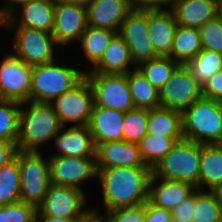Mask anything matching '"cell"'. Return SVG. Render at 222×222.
Segmentation results:
<instances>
[{
    "mask_svg": "<svg viewBox=\"0 0 222 222\" xmlns=\"http://www.w3.org/2000/svg\"><path fill=\"white\" fill-rule=\"evenodd\" d=\"M54 4L50 0H31L22 4L1 22V26H21L52 33Z\"/></svg>",
    "mask_w": 222,
    "mask_h": 222,
    "instance_id": "e0dca14e",
    "label": "cell"
},
{
    "mask_svg": "<svg viewBox=\"0 0 222 222\" xmlns=\"http://www.w3.org/2000/svg\"><path fill=\"white\" fill-rule=\"evenodd\" d=\"M20 201L18 159L14 157L0 167V206Z\"/></svg>",
    "mask_w": 222,
    "mask_h": 222,
    "instance_id": "d6a6232c",
    "label": "cell"
},
{
    "mask_svg": "<svg viewBox=\"0 0 222 222\" xmlns=\"http://www.w3.org/2000/svg\"><path fill=\"white\" fill-rule=\"evenodd\" d=\"M49 146L54 151L51 153L49 147L48 156L95 157L96 147L88 125L63 126Z\"/></svg>",
    "mask_w": 222,
    "mask_h": 222,
    "instance_id": "2e32d148",
    "label": "cell"
},
{
    "mask_svg": "<svg viewBox=\"0 0 222 222\" xmlns=\"http://www.w3.org/2000/svg\"><path fill=\"white\" fill-rule=\"evenodd\" d=\"M20 103L0 99V140L16 145L19 132Z\"/></svg>",
    "mask_w": 222,
    "mask_h": 222,
    "instance_id": "e575fe53",
    "label": "cell"
},
{
    "mask_svg": "<svg viewBox=\"0 0 222 222\" xmlns=\"http://www.w3.org/2000/svg\"><path fill=\"white\" fill-rule=\"evenodd\" d=\"M54 5H63V4H78L86 5L88 0H50Z\"/></svg>",
    "mask_w": 222,
    "mask_h": 222,
    "instance_id": "681fc988",
    "label": "cell"
},
{
    "mask_svg": "<svg viewBox=\"0 0 222 222\" xmlns=\"http://www.w3.org/2000/svg\"><path fill=\"white\" fill-rule=\"evenodd\" d=\"M118 34L129 47L135 66L159 57L149 39L147 10H132L122 22Z\"/></svg>",
    "mask_w": 222,
    "mask_h": 222,
    "instance_id": "5bb4252c",
    "label": "cell"
},
{
    "mask_svg": "<svg viewBox=\"0 0 222 222\" xmlns=\"http://www.w3.org/2000/svg\"><path fill=\"white\" fill-rule=\"evenodd\" d=\"M124 113L115 109L93 106L88 124L95 147L98 144L123 140Z\"/></svg>",
    "mask_w": 222,
    "mask_h": 222,
    "instance_id": "ffe728a7",
    "label": "cell"
},
{
    "mask_svg": "<svg viewBox=\"0 0 222 222\" xmlns=\"http://www.w3.org/2000/svg\"><path fill=\"white\" fill-rule=\"evenodd\" d=\"M31 0H3L0 4V22L6 19L13 11L22 4L28 3Z\"/></svg>",
    "mask_w": 222,
    "mask_h": 222,
    "instance_id": "f6af8a7d",
    "label": "cell"
},
{
    "mask_svg": "<svg viewBox=\"0 0 222 222\" xmlns=\"http://www.w3.org/2000/svg\"><path fill=\"white\" fill-rule=\"evenodd\" d=\"M183 138L199 144H222V102L196 100L182 112Z\"/></svg>",
    "mask_w": 222,
    "mask_h": 222,
    "instance_id": "277c9868",
    "label": "cell"
},
{
    "mask_svg": "<svg viewBox=\"0 0 222 222\" xmlns=\"http://www.w3.org/2000/svg\"><path fill=\"white\" fill-rule=\"evenodd\" d=\"M95 158L97 169L149 167L142 159L138 144L124 140L98 144Z\"/></svg>",
    "mask_w": 222,
    "mask_h": 222,
    "instance_id": "ac0fdd59",
    "label": "cell"
},
{
    "mask_svg": "<svg viewBox=\"0 0 222 222\" xmlns=\"http://www.w3.org/2000/svg\"><path fill=\"white\" fill-rule=\"evenodd\" d=\"M192 222H222V208L209 190L195 189Z\"/></svg>",
    "mask_w": 222,
    "mask_h": 222,
    "instance_id": "836d02e7",
    "label": "cell"
},
{
    "mask_svg": "<svg viewBox=\"0 0 222 222\" xmlns=\"http://www.w3.org/2000/svg\"><path fill=\"white\" fill-rule=\"evenodd\" d=\"M33 66L4 52L0 59V99L29 101Z\"/></svg>",
    "mask_w": 222,
    "mask_h": 222,
    "instance_id": "7c38bea8",
    "label": "cell"
},
{
    "mask_svg": "<svg viewBox=\"0 0 222 222\" xmlns=\"http://www.w3.org/2000/svg\"><path fill=\"white\" fill-rule=\"evenodd\" d=\"M48 160L51 184L75 187L90 196L84 186L97 181L95 157L48 156Z\"/></svg>",
    "mask_w": 222,
    "mask_h": 222,
    "instance_id": "ba28073f",
    "label": "cell"
},
{
    "mask_svg": "<svg viewBox=\"0 0 222 222\" xmlns=\"http://www.w3.org/2000/svg\"><path fill=\"white\" fill-rule=\"evenodd\" d=\"M145 222H174L171 211L159 208L151 204L148 200L145 202Z\"/></svg>",
    "mask_w": 222,
    "mask_h": 222,
    "instance_id": "7bdbcfd3",
    "label": "cell"
},
{
    "mask_svg": "<svg viewBox=\"0 0 222 222\" xmlns=\"http://www.w3.org/2000/svg\"><path fill=\"white\" fill-rule=\"evenodd\" d=\"M216 18L218 19L222 27V0H218L217 9H216Z\"/></svg>",
    "mask_w": 222,
    "mask_h": 222,
    "instance_id": "f907efd6",
    "label": "cell"
},
{
    "mask_svg": "<svg viewBox=\"0 0 222 222\" xmlns=\"http://www.w3.org/2000/svg\"><path fill=\"white\" fill-rule=\"evenodd\" d=\"M92 87L94 106L115 109L125 113L134 109L127 74L85 73Z\"/></svg>",
    "mask_w": 222,
    "mask_h": 222,
    "instance_id": "8fae6325",
    "label": "cell"
},
{
    "mask_svg": "<svg viewBox=\"0 0 222 222\" xmlns=\"http://www.w3.org/2000/svg\"><path fill=\"white\" fill-rule=\"evenodd\" d=\"M198 189L210 190L222 181V144H202Z\"/></svg>",
    "mask_w": 222,
    "mask_h": 222,
    "instance_id": "484cf974",
    "label": "cell"
},
{
    "mask_svg": "<svg viewBox=\"0 0 222 222\" xmlns=\"http://www.w3.org/2000/svg\"><path fill=\"white\" fill-rule=\"evenodd\" d=\"M101 214L105 222H145V203L134 207H120Z\"/></svg>",
    "mask_w": 222,
    "mask_h": 222,
    "instance_id": "f35d334b",
    "label": "cell"
},
{
    "mask_svg": "<svg viewBox=\"0 0 222 222\" xmlns=\"http://www.w3.org/2000/svg\"><path fill=\"white\" fill-rule=\"evenodd\" d=\"M77 222H105L102 214L90 210L82 219Z\"/></svg>",
    "mask_w": 222,
    "mask_h": 222,
    "instance_id": "bcb514c9",
    "label": "cell"
},
{
    "mask_svg": "<svg viewBox=\"0 0 222 222\" xmlns=\"http://www.w3.org/2000/svg\"><path fill=\"white\" fill-rule=\"evenodd\" d=\"M201 144L182 139L152 168L154 177L185 181L198 189Z\"/></svg>",
    "mask_w": 222,
    "mask_h": 222,
    "instance_id": "52a82bcc",
    "label": "cell"
},
{
    "mask_svg": "<svg viewBox=\"0 0 222 222\" xmlns=\"http://www.w3.org/2000/svg\"><path fill=\"white\" fill-rule=\"evenodd\" d=\"M199 33L203 49L222 54V27L216 17L205 23Z\"/></svg>",
    "mask_w": 222,
    "mask_h": 222,
    "instance_id": "74e56055",
    "label": "cell"
},
{
    "mask_svg": "<svg viewBox=\"0 0 222 222\" xmlns=\"http://www.w3.org/2000/svg\"><path fill=\"white\" fill-rule=\"evenodd\" d=\"M195 208V190L183 199L172 211L173 221L192 222V214Z\"/></svg>",
    "mask_w": 222,
    "mask_h": 222,
    "instance_id": "ab89813d",
    "label": "cell"
},
{
    "mask_svg": "<svg viewBox=\"0 0 222 222\" xmlns=\"http://www.w3.org/2000/svg\"><path fill=\"white\" fill-rule=\"evenodd\" d=\"M123 140L138 143L147 134V109L134 108L124 113Z\"/></svg>",
    "mask_w": 222,
    "mask_h": 222,
    "instance_id": "d590c367",
    "label": "cell"
},
{
    "mask_svg": "<svg viewBox=\"0 0 222 222\" xmlns=\"http://www.w3.org/2000/svg\"><path fill=\"white\" fill-rule=\"evenodd\" d=\"M96 184L100 193V204L91 210L104 213L120 207H134L148 200L149 182L152 176L151 167H113L97 169ZM101 205V206H100Z\"/></svg>",
    "mask_w": 222,
    "mask_h": 222,
    "instance_id": "6da1fadb",
    "label": "cell"
},
{
    "mask_svg": "<svg viewBox=\"0 0 222 222\" xmlns=\"http://www.w3.org/2000/svg\"><path fill=\"white\" fill-rule=\"evenodd\" d=\"M60 58L33 66L29 101L51 103L85 77L84 65H78L77 61L73 66L72 61H66V57L64 61Z\"/></svg>",
    "mask_w": 222,
    "mask_h": 222,
    "instance_id": "3957f363",
    "label": "cell"
},
{
    "mask_svg": "<svg viewBox=\"0 0 222 222\" xmlns=\"http://www.w3.org/2000/svg\"><path fill=\"white\" fill-rule=\"evenodd\" d=\"M16 145L12 142L0 140V167L15 157Z\"/></svg>",
    "mask_w": 222,
    "mask_h": 222,
    "instance_id": "ee69618b",
    "label": "cell"
},
{
    "mask_svg": "<svg viewBox=\"0 0 222 222\" xmlns=\"http://www.w3.org/2000/svg\"><path fill=\"white\" fill-rule=\"evenodd\" d=\"M127 82L135 108L152 109L160 106L158 89L137 68L127 73Z\"/></svg>",
    "mask_w": 222,
    "mask_h": 222,
    "instance_id": "f1b7e54d",
    "label": "cell"
},
{
    "mask_svg": "<svg viewBox=\"0 0 222 222\" xmlns=\"http://www.w3.org/2000/svg\"><path fill=\"white\" fill-rule=\"evenodd\" d=\"M36 212L34 206L21 201L0 206V222H30Z\"/></svg>",
    "mask_w": 222,
    "mask_h": 222,
    "instance_id": "8d00e7d4",
    "label": "cell"
},
{
    "mask_svg": "<svg viewBox=\"0 0 222 222\" xmlns=\"http://www.w3.org/2000/svg\"><path fill=\"white\" fill-rule=\"evenodd\" d=\"M218 0H176L171 11L177 25L200 29L216 17Z\"/></svg>",
    "mask_w": 222,
    "mask_h": 222,
    "instance_id": "603a6c76",
    "label": "cell"
},
{
    "mask_svg": "<svg viewBox=\"0 0 222 222\" xmlns=\"http://www.w3.org/2000/svg\"><path fill=\"white\" fill-rule=\"evenodd\" d=\"M62 127L50 103L32 101L20 103L16 149L18 151H45Z\"/></svg>",
    "mask_w": 222,
    "mask_h": 222,
    "instance_id": "7a4b0ae2",
    "label": "cell"
},
{
    "mask_svg": "<svg viewBox=\"0 0 222 222\" xmlns=\"http://www.w3.org/2000/svg\"><path fill=\"white\" fill-rule=\"evenodd\" d=\"M160 106L183 112L203 97L202 85L185 65H179L167 82L158 90Z\"/></svg>",
    "mask_w": 222,
    "mask_h": 222,
    "instance_id": "4fadbf2b",
    "label": "cell"
},
{
    "mask_svg": "<svg viewBox=\"0 0 222 222\" xmlns=\"http://www.w3.org/2000/svg\"><path fill=\"white\" fill-rule=\"evenodd\" d=\"M196 188L185 181L163 180L153 175L149 182L148 201L165 210L172 211Z\"/></svg>",
    "mask_w": 222,
    "mask_h": 222,
    "instance_id": "7402d4cb",
    "label": "cell"
},
{
    "mask_svg": "<svg viewBox=\"0 0 222 222\" xmlns=\"http://www.w3.org/2000/svg\"><path fill=\"white\" fill-rule=\"evenodd\" d=\"M87 27L86 6L78 4L54 5L52 35L62 48L76 46ZM64 47V48H63Z\"/></svg>",
    "mask_w": 222,
    "mask_h": 222,
    "instance_id": "9a60e30c",
    "label": "cell"
},
{
    "mask_svg": "<svg viewBox=\"0 0 222 222\" xmlns=\"http://www.w3.org/2000/svg\"><path fill=\"white\" fill-rule=\"evenodd\" d=\"M91 199L75 187L51 184L36 216L83 218L91 210Z\"/></svg>",
    "mask_w": 222,
    "mask_h": 222,
    "instance_id": "30bf717a",
    "label": "cell"
},
{
    "mask_svg": "<svg viewBox=\"0 0 222 222\" xmlns=\"http://www.w3.org/2000/svg\"><path fill=\"white\" fill-rule=\"evenodd\" d=\"M15 157L18 159L20 201L37 209L51 186L47 152L17 150Z\"/></svg>",
    "mask_w": 222,
    "mask_h": 222,
    "instance_id": "8992f818",
    "label": "cell"
},
{
    "mask_svg": "<svg viewBox=\"0 0 222 222\" xmlns=\"http://www.w3.org/2000/svg\"><path fill=\"white\" fill-rule=\"evenodd\" d=\"M147 26L150 42L159 56H169L177 27L170 9L147 10Z\"/></svg>",
    "mask_w": 222,
    "mask_h": 222,
    "instance_id": "44dd1931",
    "label": "cell"
},
{
    "mask_svg": "<svg viewBox=\"0 0 222 222\" xmlns=\"http://www.w3.org/2000/svg\"><path fill=\"white\" fill-rule=\"evenodd\" d=\"M41 222H77L82 218H62L56 216H37Z\"/></svg>",
    "mask_w": 222,
    "mask_h": 222,
    "instance_id": "7dc6e473",
    "label": "cell"
},
{
    "mask_svg": "<svg viewBox=\"0 0 222 222\" xmlns=\"http://www.w3.org/2000/svg\"><path fill=\"white\" fill-rule=\"evenodd\" d=\"M222 208V181L209 190Z\"/></svg>",
    "mask_w": 222,
    "mask_h": 222,
    "instance_id": "c3c4849f",
    "label": "cell"
},
{
    "mask_svg": "<svg viewBox=\"0 0 222 222\" xmlns=\"http://www.w3.org/2000/svg\"><path fill=\"white\" fill-rule=\"evenodd\" d=\"M176 0H129L132 10L171 9Z\"/></svg>",
    "mask_w": 222,
    "mask_h": 222,
    "instance_id": "b9f144b4",
    "label": "cell"
},
{
    "mask_svg": "<svg viewBox=\"0 0 222 222\" xmlns=\"http://www.w3.org/2000/svg\"><path fill=\"white\" fill-rule=\"evenodd\" d=\"M184 65L190 74L203 85L216 72L222 70V54L213 50L202 49Z\"/></svg>",
    "mask_w": 222,
    "mask_h": 222,
    "instance_id": "4dcf8cb0",
    "label": "cell"
},
{
    "mask_svg": "<svg viewBox=\"0 0 222 222\" xmlns=\"http://www.w3.org/2000/svg\"><path fill=\"white\" fill-rule=\"evenodd\" d=\"M30 222H41V221L37 216H35Z\"/></svg>",
    "mask_w": 222,
    "mask_h": 222,
    "instance_id": "816d5d0a",
    "label": "cell"
},
{
    "mask_svg": "<svg viewBox=\"0 0 222 222\" xmlns=\"http://www.w3.org/2000/svg\"><path fill=\"white\" fill-rule=\"evenodd\" d=\"M179 65L169 56H159L150 61L140 63L136 68L159 90Z\"/></svg>",
    "mask_w": 222,
    "mask_h": 222,
    "instance_id": "1f68e13d",
    "label": "cell"
},
{
    "mask_svg": "<svg viewBox=\"0 0 222 222\" xmlns=\"http://www.w3.org/2000/svg\"><path fill=\"white\" fill-rule=\"evenodd\" d=\"M204 98L222 102V70L216 72L202 85Z\"/></svg>",
    "mask_w": 222,
    "mask_h": 222,
    "instance_id": "60d3db41",
    "label": "cell"
},
{
    "mask_svg": "<svg viewBox=\"0 0 222 222\" xmlns=\"http://www.w3.org/2000/svg\"><path fill=\"white\" fill-rule=\"evenodd\" d=\"M85 6L87 26L117 33L132 11L129 0H88Z\"/></svg>",
    "mask_w": 222,
    "mask_h": 222,
    "instance_id": "d6986e66",
    "label": "cell"
},
{
    "mask_svg": "<svg viewBox=\"0 0 222 222\" xmlns=\"http://www.w3.org/2000/svg\"><path fill=\"white\" fill-rule=\"evenodd\" d=\"M135 68L129 47L117 33L111 39L100 60L85 73L127 74Z\"/></svg>",
    "mask_w": 222,
    "mask_h": 222,
    "instance_id": "cb8c5ba5",
    "label": "cell"
},
{
    "mask_svg": "<svg viewBox=\"0 0 222 222\" xmlns=\"http://www.w3.org/2000/svg\"><path fill=\"white\" fill-rule=\"evenodd\" d=\"M1 29L11 33L9 36H13L9 42L12 43L10 52L28 65L36 66L53 62L59 57L57 52L60 51L62 56L66 55L62 53L52 33L21 26H1Z\"/></svg>",
    "mask_w": 222,
    "mask_h": 222,
    "instance_id": "5b68a950",
    "label": "cell"
},
{
    "mask_svg": "<svg viewBox=\"0 0 222 222\" xmlns=\"http://www.w3.org/2000/svg\"><path fill=\"white\" fill-rule=\"evenodd\" d=\"M116 34L117 32L112 30L94 28L90 26L86 27L80 41L76 44L79 46L73 48V51L76 49L75 54L79 51L77 54L80 56L83 55V61L86 63L84 66L85 72L89 71L100 60L111 39ZM77 48L79 49L78 51Z\"/></svg>",
    "mask_w": 222,
    "mask_h": 222,
    "instance_id": "d4e9b609",
    "label": "cell"
},
{
    "mask_svg": "<svg viewBox=\"0 0 222 222\" xmlns=\"http://www.w3.org/2000/svg\"><path fill=\"white\" fill-rule=\"evenodd\" d=\"M147 133L158 136H183L182 112L161 106L147 109Z\"/></svg>",
    "mask_w": 222,
    "mask_h": 222,
    "instance_id": "4316f807",
    "label": "cell"
},
{
    "mask_svg": "<svg viewBox=\"0 0 222 222\" xmlns=\"http://www.w3.org/2000/svg\"><path fill=\"white\" fill-rule=\"evenodd\" d=\"M202 49L199 29L177 25L169 57L184 65Z\"/></svg>",
    "mask_w": 222,
    "mask_h": 222,
    "instance_id": "83f0119b",
    "label": "cell"
},
{
    "mask_svg": "<svg viewBox=\"0 0 222 222\" xmlns=\"http://www.w3.org/2000/svg\"><path fill=\"white\" fill-rule=\"evenodd\" d=\"M183 136H158L146 134L137 143L142 159L149 167L153 168Z\"/></svg>",
    "mask_w": 222,
    "mask_h": 222,
    "instance_id": "f546056e",
    "label": "cell"
},
{
    "mask_svg": "<svg viewBox=\"0 0 222 222\" xmlns=\"http://www.w3.org/2000/svg\"><path fill=\"white\" fill-rule=\"evenodd\" d=\"M50 104L62 126L88 125L94 106L92 87L84 77L76 86Z\"/></svg>",
    "mask_w": 222,
    "mask_h": 222,
    "instance_id": "9c48e42d",
    "label": "cell"
}]
</instances>
